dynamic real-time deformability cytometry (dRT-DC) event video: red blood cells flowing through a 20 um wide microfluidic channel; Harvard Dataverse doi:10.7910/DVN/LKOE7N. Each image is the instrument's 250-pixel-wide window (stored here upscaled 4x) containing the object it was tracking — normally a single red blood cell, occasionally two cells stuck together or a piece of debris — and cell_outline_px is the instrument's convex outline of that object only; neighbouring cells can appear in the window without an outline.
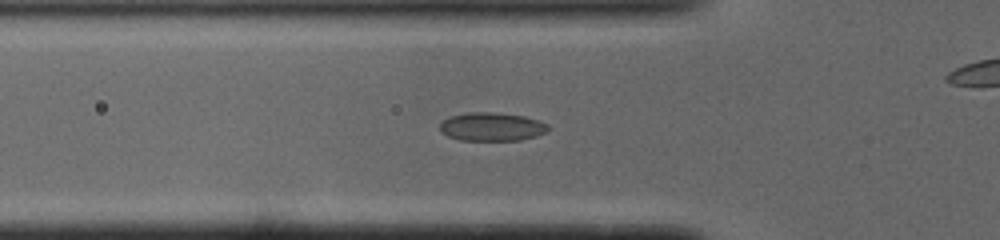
{"species": "common noctule bat (a hibernating species)", "species_latin": "Nyctalus noctula", "temperature_condition": "cold", "stored_images_in_passage": 50, "camera_frame_rate_fps": 3000, "um_per_image_px": 0.085, "animal": {"sex": "male", "body_mass_g": 19.0, "forearm_length_mm": 50.8}, "frame": {"image": 1, "passage_image": 15, "time_ms": 4.667, "image_size_px": [1000, 240], "cell_outline_px": [[552, 128], [548, 132], [536, 136], [520, 140], [460, 140], [448, 136], [440, 132], [440, 124], [448, 116], [468, 112], [492, 112], [524, 116], [548, 124]], "centroid_in_image_um": [41.81, 10.77], "position_along_channel_um": 84.0, "area_um2": 18.09}}
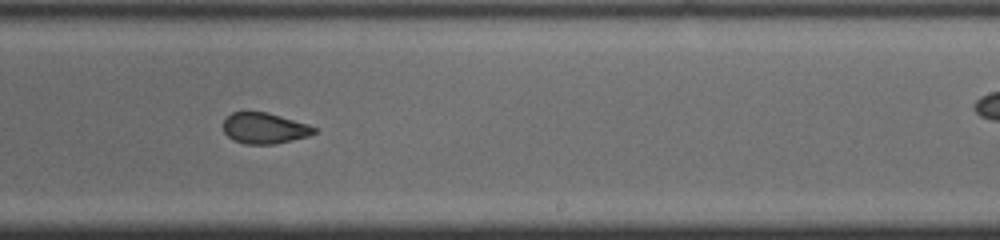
{"frame": {"image": 2, "passage_image": 29, "time_ms": 9.333, "image_size_px": [1000, 240], "cell_outline_px": [[320, 128], [316, 132], [308, 136], [276, 144], [244, 144], [232, 140], [224, 132], [224, 120], [232, 112], [268, 112], [308, 124]], "centroid_in_image_um": [22.51, 10.9], "position_along_channel_um": 266.5, "area_um2": 16.47}}
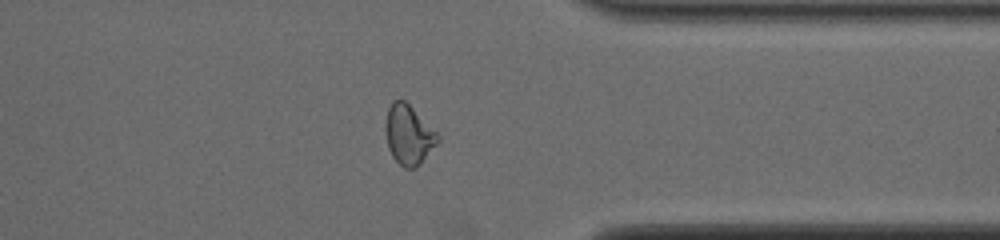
{"frame": {"image": 3, "passage_image": 38, "time_ms": 12.333, "image_size_px": [1000, 240], "cell_outline_px": [[440, 140], [420, 164], [416, 168], [404, 168], [392, 156], [388, 148], [384, 128], [384, 124], [388, 108], [392, 100], [404, 100], [440, 132]], "centroid_in_image_um": [34.75, 11.44], "position_along_channel_um": 376.6, "area_um2": 18.55}, "authors_computed_cell_mechanics": {"area_um2": 17.9469, "velocity_mm_per_s": 3.9243, "shape_relaxation_time_tau1_ms": null, "shape_relaxation_time_tau2_ms": 1.7948, "deformation_change_tau1": null, "deformation_change_tau2": 0.0724}}